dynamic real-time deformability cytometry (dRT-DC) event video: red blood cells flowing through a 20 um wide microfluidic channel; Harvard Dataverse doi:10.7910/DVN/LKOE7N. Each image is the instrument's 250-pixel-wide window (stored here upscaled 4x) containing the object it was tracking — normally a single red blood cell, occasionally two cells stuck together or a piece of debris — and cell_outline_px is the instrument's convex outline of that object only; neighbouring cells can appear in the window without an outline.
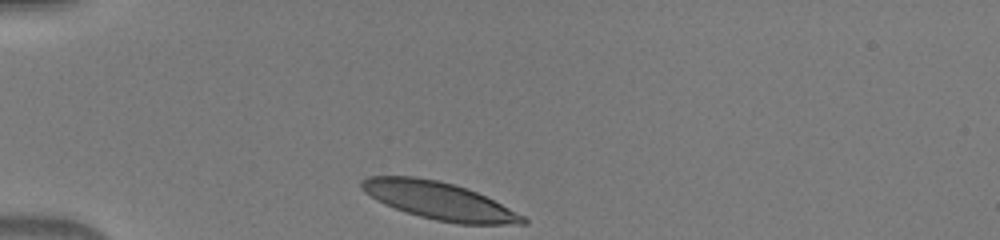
{"species": "human", "species_latin": "Homo sapiens", "temperature_condition": "warm", "stored_images_in_passage": 31, "camera_frame_rate_fps": 3000, "um_per_image_px": 0.085, "donor": {"sex": "male"}, "frame": {"image": 1, "passage_image": 1, "time_ms": 0.0, "image_size_px": [1000, 240], "cell_outline_px": [[528, 224], [460, 224], [436, 220], [420, 216], [384, 204], [376, 200], [364, 192], [360, 188], [360, 180], [368, 176], [416, 176], [440, 180], [468, 188], [524, 216], [528, 220]], "centroid_in_image_um": [37.28, 17.04], "position_along_channel_um": 47.7, "area_um2": 35.08}}
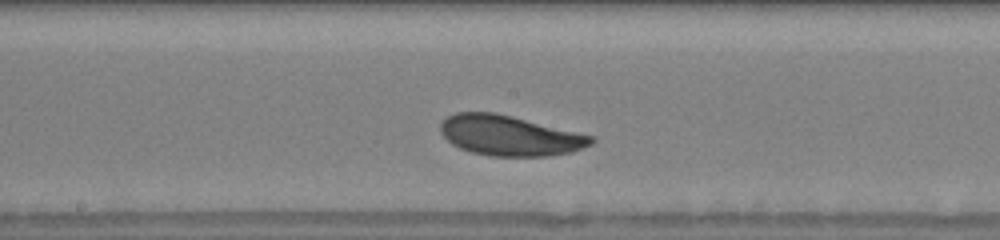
{"frame": {"image": 2, "passage_image": 15, "time_ms": 4.667, "image_size_px": [1000, 240], "cell_outline_px": [[596, 140], [592, 144], [584, 148], [572, 152], [548, 156], [492, 156], [472, 152], [460, 148], [452, 144], [440, 132], [440, 124], [448, 116], [456, 112], [492, 112], [512, 116], [596, 136]], "centroid_in_image_um": [43.37, 11.52], "position_along_channel_um": 204.8, "area_um2": 35.43}}
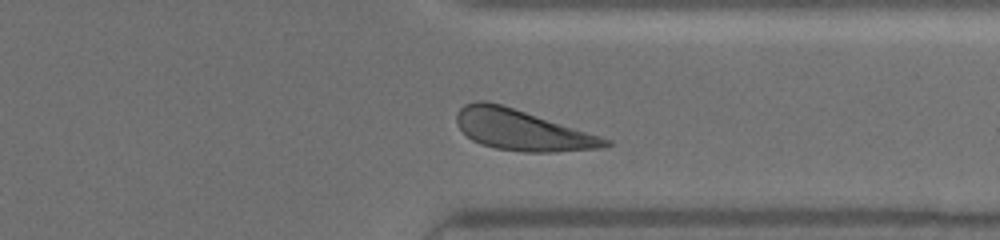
{"frame": {"image": 3, "passage_image": 27, "time_ms": 8.667, "image_size_px": [1000, 240], "cell_outline_px": [[612, 144], [604, 148], [556, 152], [524, 152], [496, 148], [480, 144], [472, 140], [456, 124], [456, 116], [460, 108], [464, 104], [476, 100], [484, 100], [500, 104], [600, 136], [612, 140]], "centroid_in_image_um": [44.36, 11.06], "position_along_channel_um": 367.0, "area_um2": 34.91}}